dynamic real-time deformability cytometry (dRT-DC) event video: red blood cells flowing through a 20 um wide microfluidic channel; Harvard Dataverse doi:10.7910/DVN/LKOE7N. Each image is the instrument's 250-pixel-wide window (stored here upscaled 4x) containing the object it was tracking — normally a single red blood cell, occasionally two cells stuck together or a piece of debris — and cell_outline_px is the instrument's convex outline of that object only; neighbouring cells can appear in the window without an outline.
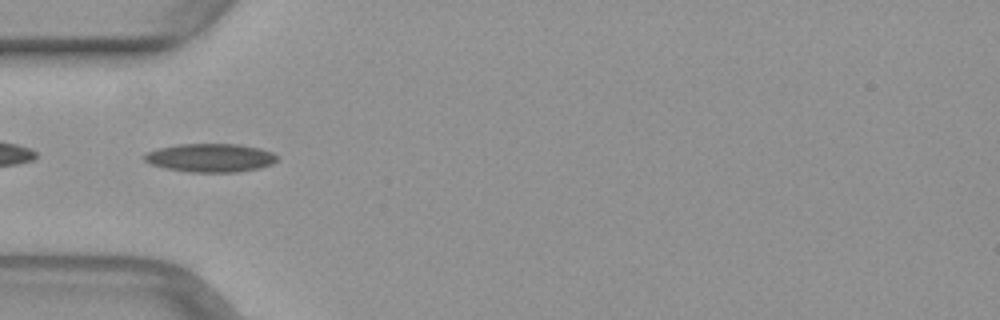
{"species": "common noctule bat (a hibernating species)", "species_latin": "Nyctalus noctula", "temperature_condition": "warm", "stored_images_in_passage": 47, "camera_frame_rate_fps": 3000, "um_per_image_px": 0.085, "animal": {"sex": "female", "body_mass_g": 29.2, "forearm_length_mm": 56.3}, "frame": {"image": 1, "passage_image": 13, "time_ms": 4.0, "image_size_px": [1000, 320], "cell_outline_px": [[280, 160], [272, 164], [260, 168], [236, 172], [188, 172], [164, 168], [148, 164], [144, 160], [144, 156], [148, 152], [160, 148], [180, 144], [240, 144], [260, 148], [272, 152]], "centroid_in_image_um": [17.91, 13.42], "position_along_channel_um": 67.1, "area_um2": 22.14}}
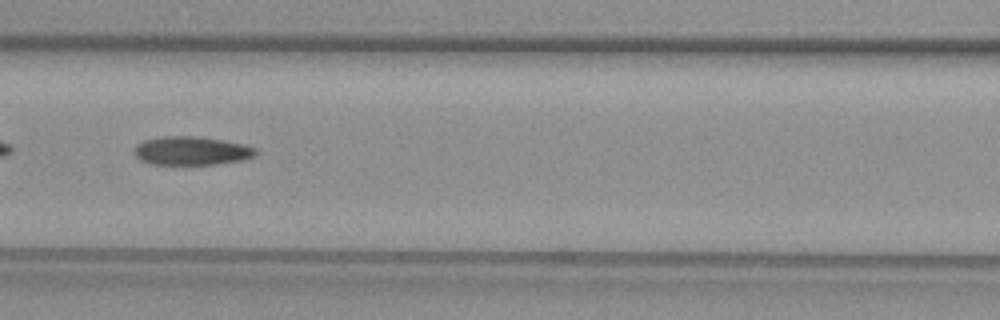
{"frame": {"image": 2, "passage_image": 19, "time_ms": 6.0, "image_size_px": [1000, 320], "cell_outline_px": [[256, 152], [252, 156], [240, 160], [216, 164], [148, 164], [140, 160], [132, 152], [144, 140], [164, 136], [192, 136], [224, 140], [256, 148]], "centroid_in_image_um": [16.23, 12.82], "position_along_channel_um": 150.4, "area_um2": 19.88}}
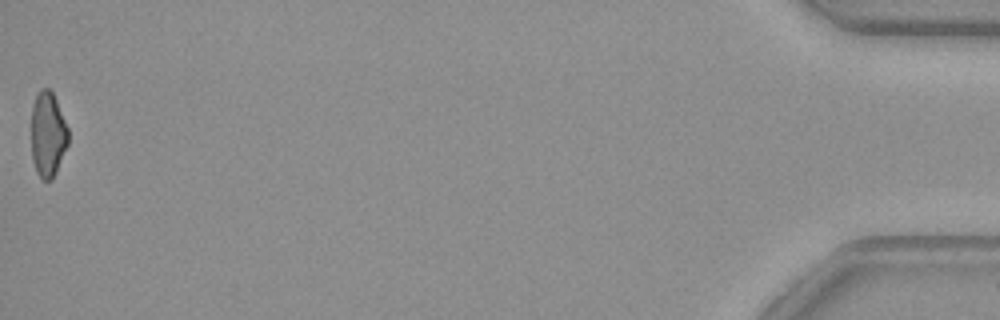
{"frame": {"image": 3, "passage_image": 47, "time_ms": 15.333, "image_size_px": [1000, 320], "cell_outline_px": [[68, 144], [56, 172], [52, 180], [44, 180], [36, 172], [32, 160], [32, 108], [36, 96], [40, 88], [48, 88], [52, 92], [56, 100], [68, 128]], "centroid_in_image_um": [4.07, 11.44], "position_along_channel_um": 431.1, "area_um2": 18.21}}